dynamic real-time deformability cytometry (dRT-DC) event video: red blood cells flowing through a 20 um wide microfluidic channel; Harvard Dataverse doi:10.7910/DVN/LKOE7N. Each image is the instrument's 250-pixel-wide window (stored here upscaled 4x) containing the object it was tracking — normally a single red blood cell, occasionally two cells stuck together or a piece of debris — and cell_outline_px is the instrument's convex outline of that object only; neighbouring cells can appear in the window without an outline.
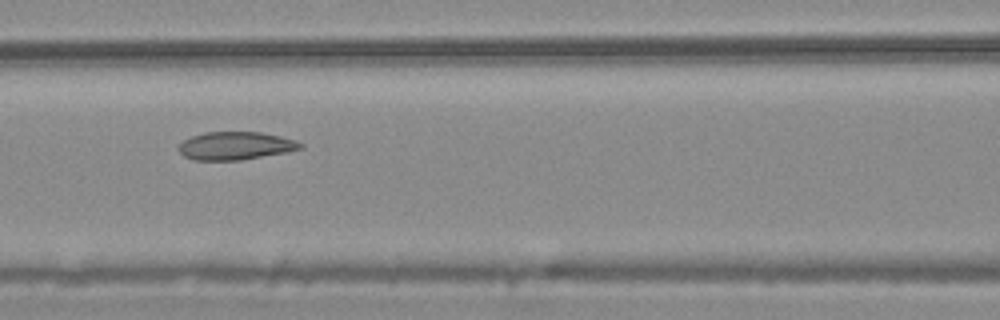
{"species": "common noctule bat (a hibernating species)", "species_latin": "Nyctalus noctula", "temperature_condition": "warm", "stored_images_in_passage": 9, "camera_frame_rate_fps": 3000, "um_per_image_px": 0.085, "animal": {"sex": "male", "body_mass_g": 20.4}, "frame": {"image": 1, "passage_image": 4, "time_ms": 1.0, "image_size_px": [1000, 320], "cell_outline_px": [[304, 148], [288, 152], [240, 160], [192, 160], [184, 156], [176, 148], [184, 140], [192, 136], [204, 132], [260, 132], [280, 136], [296, 140], [304, 144]], "centroid_in_image_um": [20.03, 12.39], "position_along_channel_um": 146.6, "area_um2": 20.0}}
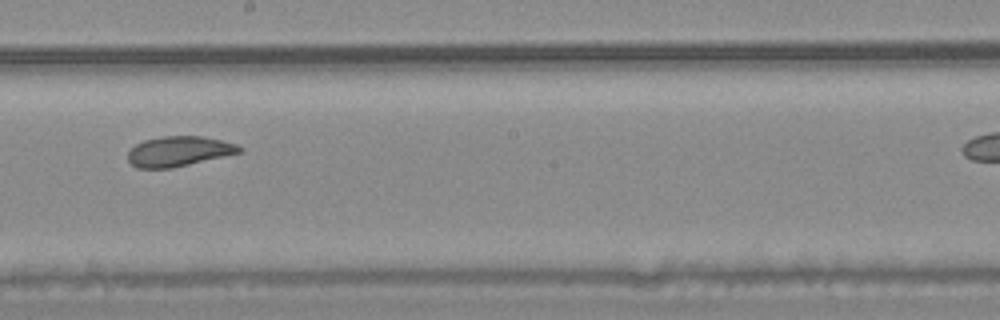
{"frame": {"image": 2, "passage_image": 6, "time_ms": 1.667, "image_size_px": [1000, 320], "cell_outline_px": [[244, 152], [172, 168], [136, 168], [128, 160], [128, 152], [136, 144], [144, 140], [160, 136], [200, 136], [220, 140], [236, 144], [244, 148]], "centroid_in_image_um": [15.22, 12.86], "position_along_channel_um": 233.0, "area_um2": 19.59}}